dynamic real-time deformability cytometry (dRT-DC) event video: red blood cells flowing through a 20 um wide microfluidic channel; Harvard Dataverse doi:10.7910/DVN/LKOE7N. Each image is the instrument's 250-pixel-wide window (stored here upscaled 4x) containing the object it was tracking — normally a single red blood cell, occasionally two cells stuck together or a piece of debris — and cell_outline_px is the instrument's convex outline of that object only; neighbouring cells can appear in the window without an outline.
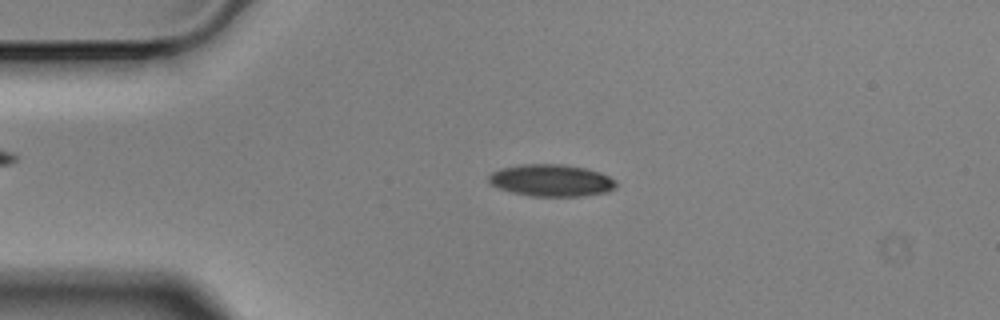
{"species": "Egyptian fruit bat (a non-hibernating species)", "species_latin": "Rousettus aegyptiacus", "temperature_condition": "cold", "stored_images_in_passage": 3, "camera_frame_rate_fps": 3000, "um_per_image_px": 0.085, "animal": {"sex": "male"}, "frame": {"image": 1, "passage_image": 2, "time_ms": 0.333, "image_size_px": [1000, 320], "cell_outline_px": [[616, 188], [608, 192], [580, 196], [532, 196], [512, 192], [500, 188], [492, 184], [488, 180], [488, 176], [492, 172], [500, 168], [520, 164], [564, 164], [584, 168], [600, 172], [616, 180]], "centroid_in_image_um": [46.88, 15.33], "position_along_channel_um": 38.1, "area_um2": 23.76}}